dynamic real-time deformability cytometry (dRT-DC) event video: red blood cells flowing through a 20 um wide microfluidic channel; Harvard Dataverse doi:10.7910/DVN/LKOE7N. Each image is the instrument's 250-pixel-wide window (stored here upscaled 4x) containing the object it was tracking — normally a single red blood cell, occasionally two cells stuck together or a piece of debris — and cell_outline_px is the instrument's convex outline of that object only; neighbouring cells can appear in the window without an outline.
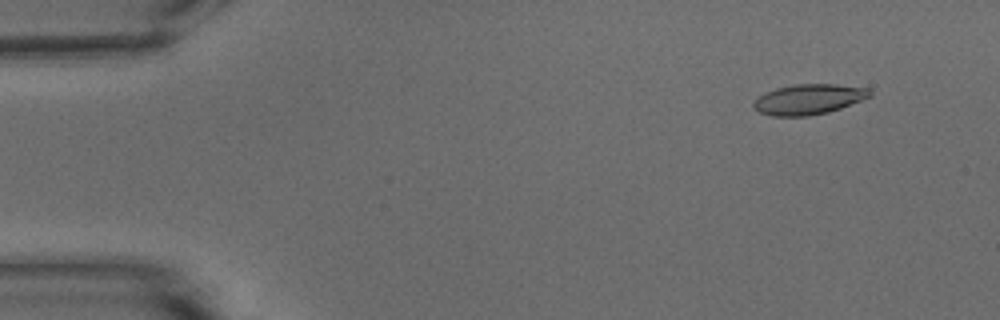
{"species": "common noctule bat (a hibernating species)", "species_latin": "Nyctalus noctula", "temperature_condition": "warm", "stored_images_in_passage": 53, "camera_frame_rate_fps": 3000, "um_per_image_px": 0.085, "animal": {"sex": "male", "body_mass_g": 15.6}, "frame": {"image": 1, "passage_image": 5, "time_ms": 1.333, "image_size_px": [1000, 320], "cell_outline_px": [[872, 96], [840, 108], [828, 112], [808, 116], [772, 116], [760, 112], [752, 104], [764, 92], [776, 88], [792, 84], [836, 84], [868, 88], [872, 92]], "centroid_in_image_um": [68.75, 8.43], "position_along_channel_um": 16.2, "area_um2": 20.46}}
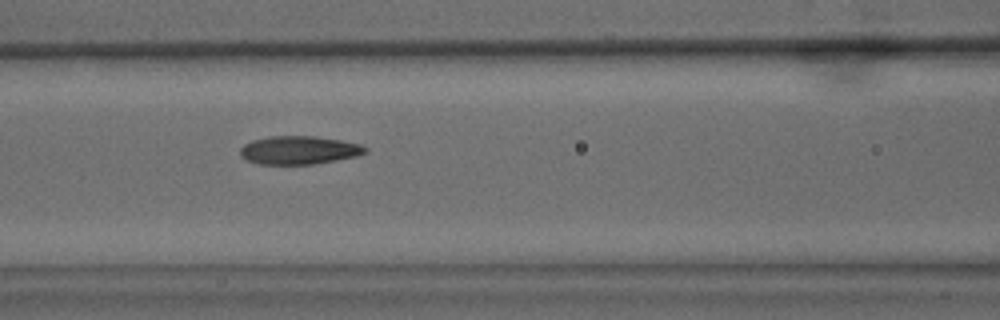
{"frame": {"image": 2, "passage_image": 23, "time_ms": 7.333, "image_size_px": [1000, 320], "cell_outline_px": [[368, 152], [356, 156], [316, 164], [256, 164], [240, 156], [240, 148], [244, 144], [252, 140], [268, 136], [316, 136], [340, 140], [360, 144], [368, 148]], "centroid_in_image_um": [25.41, 12.76], "position_along_channel_um": 141.2, "area_um2": 20.75}}
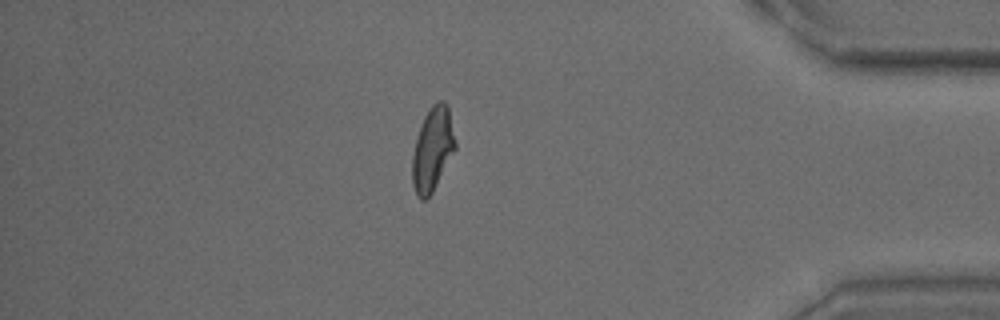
{"frame": {"image": 3, "passage_image": 46, "time_ms": 15.0, "image_size_px": [1000, 320], "cell_outline_px": [[456, 148], [432, 192], [424, 200], [420, 200], [416, 196], [412, 184], [412, 156], [420, 124], [424, 116], [432, 104], [436, 100], [444, 100], [448, 104], [456, 140]], "centroid_in_image_um": [36.77, 12.64], "position_along_channel_um": 398.4, "area_um2": 21.15}, "authors_computed_cell_mechanics": {"area_um2": 20.6346, "velocity_mm_per_s": 3.8057, "shape_relaxation_time_tau1_ms": 5.5504, "shape_relaxation_time_tau2_ms": 1.517, "deformation_change_tau1": 0.2142, "deformation_change_tau2": 0.0876}}